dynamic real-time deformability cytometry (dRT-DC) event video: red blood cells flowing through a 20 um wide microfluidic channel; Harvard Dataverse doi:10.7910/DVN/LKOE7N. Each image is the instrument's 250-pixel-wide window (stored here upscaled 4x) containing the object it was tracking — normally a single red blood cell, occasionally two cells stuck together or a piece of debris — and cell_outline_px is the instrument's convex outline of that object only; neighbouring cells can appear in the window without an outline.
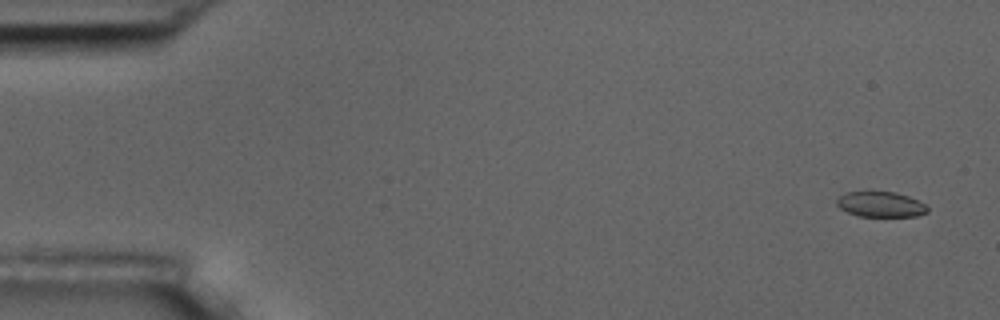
{"species": "common noctule bat (a hibernating species)", "species_latin": "Nyctalus noctula", "temperature_condition": "room temperature", "stored_images_in_passage": 5, "camera_frame_rate_fps": 3000, "um_per_image_px": 0.085, "animal": {"sex": "male", "body_mass_g": 17.5, "forearm_length_mm": 52.3}, "frame": {"image": 1, "passage_image": 1, "time_ms": 0.0, "image_size_px": [1000, 320], "cell_outline_px": [[928, 212], [916, 216], [860, 216], [848, 212], [840, 208], [836, 204], [836, 200], [844, 192], [868, 188], [896, 192], [908, 196], [924, 204], [928, 208]], "centroid_in_image_um": [74.79, 17.31], "position_along_channel_um": 10.2, "area_um2": 13.99}}
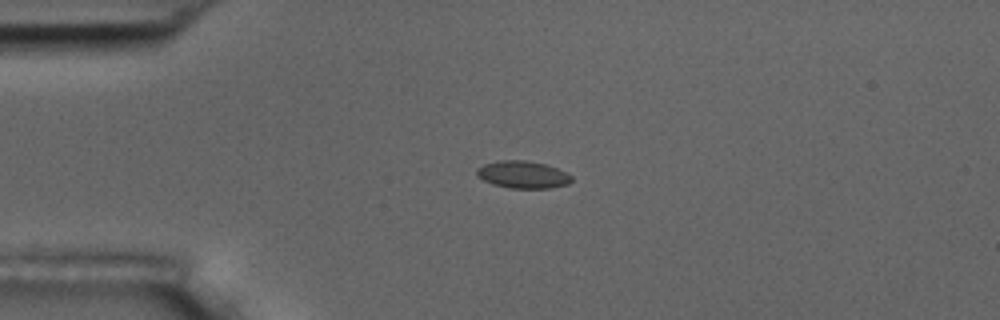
{"frame": {"image": 2, "passage_image": 4, "time_ms": 3.667, "image_size_px": [1000, 320], "cell_outline_px": [[572, 180], [568, 184], [552, 188], [512, 188], [492, 184], [476, 176], [476, 168], [484, 164], [500, 160], [524, 160], [544, 164], [556, 168], [572, 176]], "centroid_in_image_um": [44.41, 14.84], "position_along_channel_um": 40.6, "area_um2": 15.03}}